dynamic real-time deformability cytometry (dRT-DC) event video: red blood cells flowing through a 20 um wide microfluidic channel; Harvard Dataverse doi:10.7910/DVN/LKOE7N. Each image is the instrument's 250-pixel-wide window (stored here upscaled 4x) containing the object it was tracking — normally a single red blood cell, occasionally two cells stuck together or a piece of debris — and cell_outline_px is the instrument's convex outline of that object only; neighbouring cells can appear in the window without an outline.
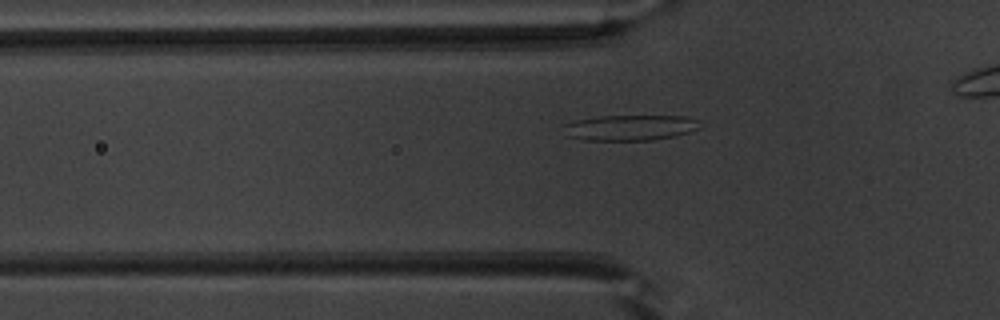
{"species": "common noctule bat (a hibernating species)", "species_latin": "Nyctalus noctula", "temperature_condition": "warm", "stored_images_in_passage": 27, "camera_frame_rate_fps": 3000, "um_per_image_px": 0.085, "animal": {"sex": "male", "body_mass_g": 20.1, "forearm_length_mm": 53.5}, "frame": {"image": 1, "passage_image": 2, "time_ms": 0.333, "image_size_px": [1000, 320], "cell_outline_px": [[700, 128], [676, 136], [652, 140], [584, 140], [568, 136], [564, 124], [576, 120], [600, 116], [688, 116], [700, 120]], "centroid_in_image_um": [53.63, 10.84], "position_along_channel_um": 72.2, "area_um2": 20.29}}
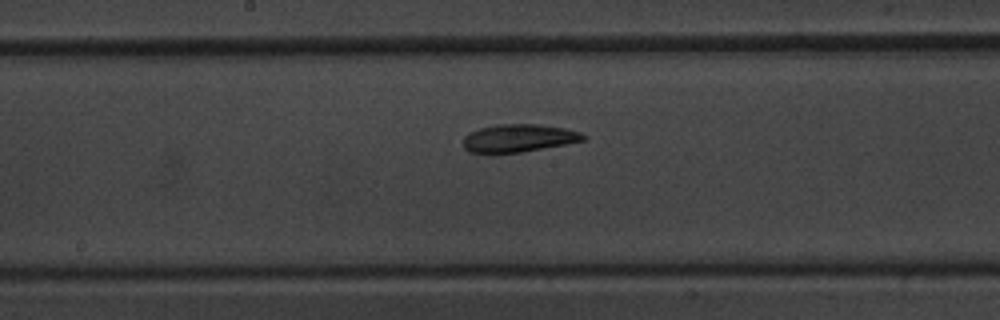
{"frame": {"image": 2, "passage_image": 12, "time_ms": 3.667, "image_size_px": [1000, 320], "cell_outline_px": [[588, 136], [584, 140], [568, 144], [520, 152], [468, 152], [464, 148], [464, 136], [480, 128], [496, 124], [536, 124], [564, 128], [580, 132]], "centroid_in_image_um": [44.12, 11.73], "position_along_channel_um": 204.1, "area_um2": 19.25}}
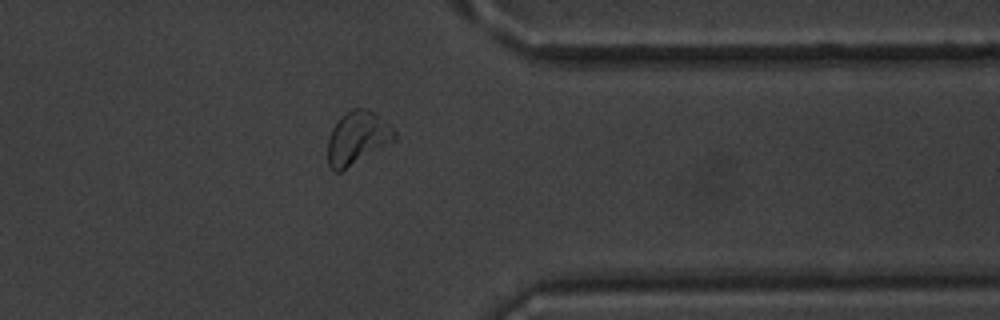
{"frame": {"image": 3, "passage_image": 26, "time_ms": 8.333, "image_size_px": [1000, 320], "cell_outline_px": [[396, 140], [340, 172], [336, 172], [328, 164], [328, 136], [332, 128], [340, 116], [344, 112], [352, 108], [368, 108], [376, 112], [396, 132]], "centroid_in_image_um": [30.37, 11.69], "position_along_channel_um": 381.0, "area_um2": 20.81}}